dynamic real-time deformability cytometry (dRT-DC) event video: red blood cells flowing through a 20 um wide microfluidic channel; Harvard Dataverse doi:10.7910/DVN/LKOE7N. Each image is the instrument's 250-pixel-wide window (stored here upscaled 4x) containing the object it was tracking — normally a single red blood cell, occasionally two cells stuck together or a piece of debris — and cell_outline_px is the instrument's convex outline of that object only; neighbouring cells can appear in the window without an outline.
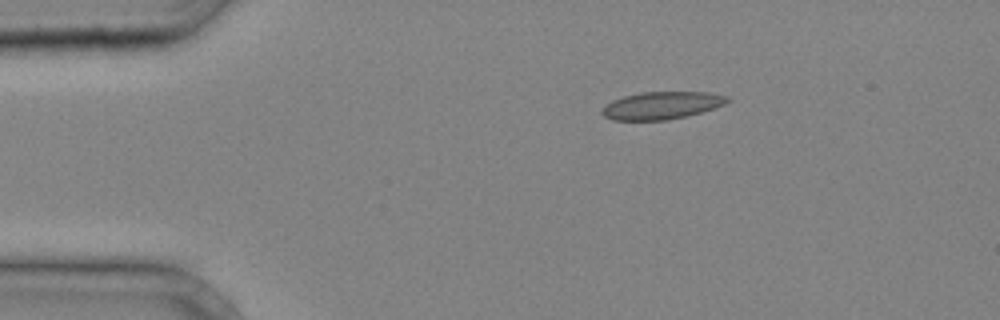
{"species": "common noctule bat (a hibernating species)", "species_latin": "Nyctalus noctula", "temperature_condition": "cold", "stored_images_in_passage": 30, "camera_frame_rate_fps": 3000, "um_per_image_px": 0.085, "animal": {"sex": "male", "body_mass_g": 20.4}, "frame": {"image": 1, "passage_image": 1, "time_ms": 0.0, "image_size_px": [1000, 320], "cell_outline_px": [[732, 100], [716, 108], [668, 120], [612, 120], [604, 116], [600, 112], [612, 100], [624, 96], [640, 92], [708, 92], [728, 96]], "centroid_in_image_um": [56.27, 8.96], "position_along_channel_um": 28.7, "area_um2": 20.06}}
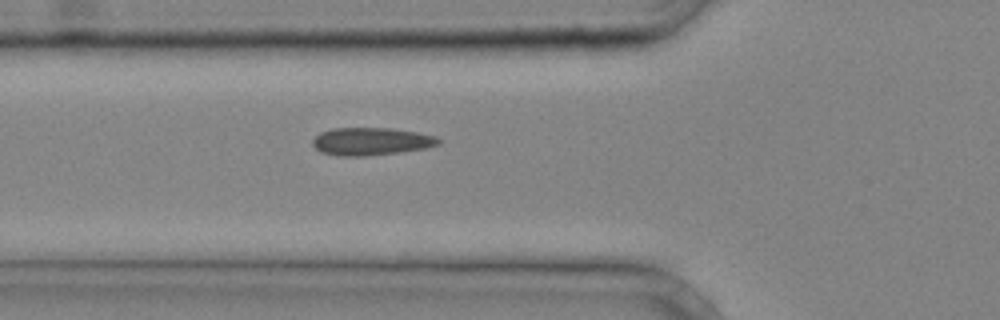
{"frame": {"image": 2, "passage_image": 8, "time_ms": 2.333, "image_size_px": [1000, 320], "cell_outline_px": [[440, 144], [428, 148], [368, 156], [336, 156], [320, 152], [312, 144], [312, 140], [320, 132], [332, 128], [392, 128], [416, 132], [436, 136], [440, 140]], "centroid_in_image_um": [31.53, 12.02], "position_along_channel_um": 94.3, "area_um2": 20.46}}
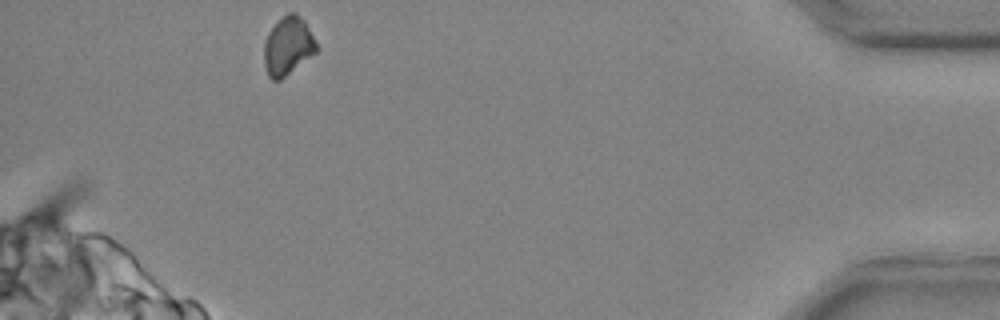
{"frame": {"image": 3, "passage_image": 30, "time_ms": 9.667, "image_size_px": [1000, 320], "cell_outline_px": [[320, 48], [316, 52], [280, 80], [272, 80], [268, 76], [264, 64], [264, 40], [268, 32], [288, 12], [296, 12], [304, 20], [316, 40]], "centroid_in_image_um": [24.48, 3.91], "position_along_channel_um": 410.7, "area_um2": 17.8}}